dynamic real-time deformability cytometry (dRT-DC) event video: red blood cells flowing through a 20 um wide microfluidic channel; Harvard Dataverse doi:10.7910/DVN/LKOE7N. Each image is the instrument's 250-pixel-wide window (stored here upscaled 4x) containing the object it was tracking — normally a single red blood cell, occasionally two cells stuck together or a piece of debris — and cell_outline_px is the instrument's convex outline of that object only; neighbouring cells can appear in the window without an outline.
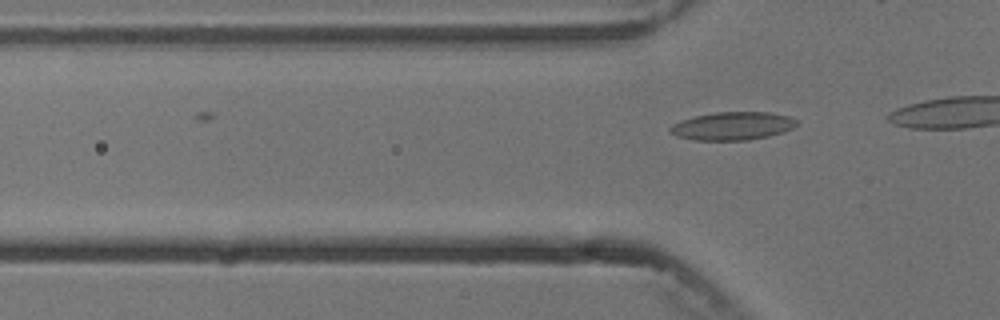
{"species": "common noctule bat (a hibernating species)", "species_latin": "Nyctalus noctula", "temperature_condition": "cold", "stored_images_in_passage": 5, "camera_frame_rate_fps": 3000, "um_per_image_px": 0.085, "animal": {"sex": "male", "body_mass_g": 13.3}, "frame": {"image": 1, "passage_image": 3, "time_ms": 2.333, "image_size_px": [1000, 320], "cell_outline_px": [[796, 124], [792, 128], [784, 132], [768, 136], [748, 140], [692, 140], [676, 136], [668, 132], [668, 128], [672, 124], [680, 120], [696, 116], [716, 112], [768, 112], [788, 116], [796, 120]], "centroid_in_image_um": [62.21, 10.71], "position_along_channel_um": 63.6, "area_um2": 20.75}}